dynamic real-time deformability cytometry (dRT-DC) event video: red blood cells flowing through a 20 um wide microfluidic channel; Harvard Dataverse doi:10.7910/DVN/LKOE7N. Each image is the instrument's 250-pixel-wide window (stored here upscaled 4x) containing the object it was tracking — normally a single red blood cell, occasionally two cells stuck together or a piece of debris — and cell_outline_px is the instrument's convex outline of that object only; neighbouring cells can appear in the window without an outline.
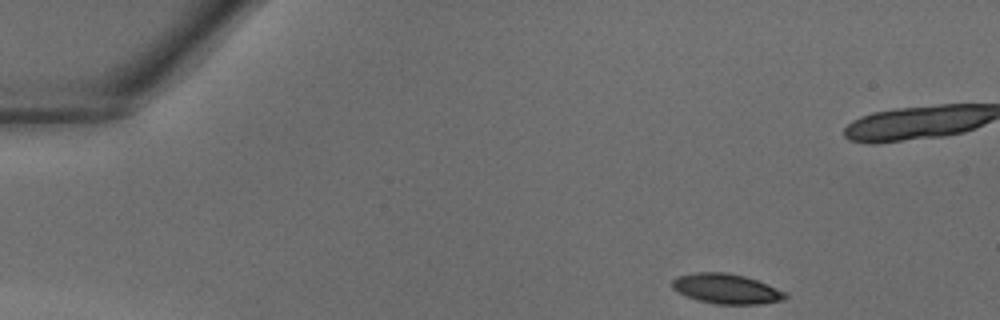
{"species": "common noctule bat (a hibernating species)", "species_latin": "Nyctalus noctula", "temperature_condition": "warm", "stored_images_in_passage": 36, "camera_frame_rate_fps": 3000, "um_per_image_px": 0.085, "animal": {"sex": "male", "body_mass_g": 18.8}, "frame": {"image": 1, "passage_image": 1, "time_ms": 0.0, "image_size_px": [1000, 320], "cell_outline_px": [[788, 296], [784, 300], [760, 304], [716, 304], [696, 300], [684, 296], [676, 292], [672, 288], [672, 280], [676, 276], [696, 272], [724, 272], [744, 276], [756, 280], [784, 292]], "centroid_in_image_um": [61.67, 24.55], "position_along_channel_um": 23.3, "area_um2": 19.77}}
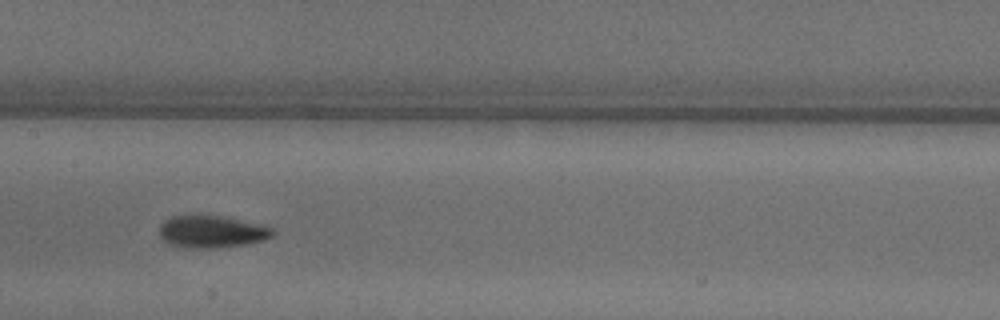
{"frame": {"image": 2, "passage_image": 16, "time_ms": 5.0, "image_size_px": [1000, 320], "cell_outline_px": [[276, 232], [272, 236], [264, 240], [244, 244], [216, 248], [184, 248], [168, 244], [160, 236], [160, 224], [164, 220], [172, 216], [220, 216], [256, 224], [272, 228]], "centroid_in_image_um": [17.95, 19.71], "position_along_channel_um": 189.4, "area_um2": 20.98}}
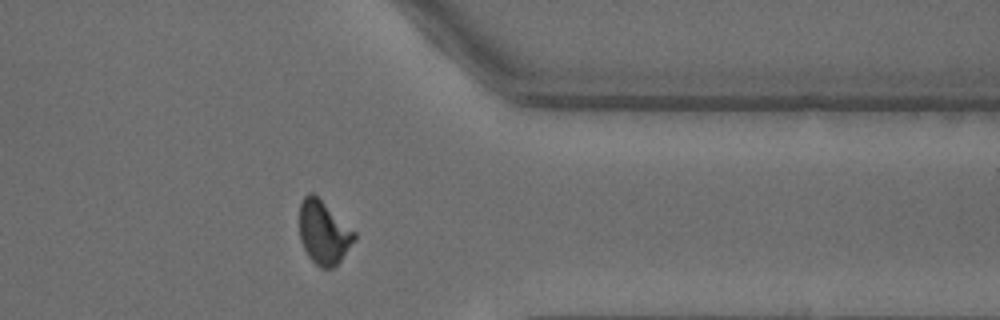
{"frame": {"image": 3, "passage_image": 28, "time_ms": 9.0, "image_size_px": [1000, 320], "cell_outline_px": [[356, 240], [340, 260], [332, 268], [320, 268], [308, 256], [300, 240], [300, 204], [304, 196], [308, 192], [312, 192], [356, 232]], "centroid_in_image_um": [27.51, 19.76], "position_along_channel_um": 383.9, "area_um2": 20.11}}